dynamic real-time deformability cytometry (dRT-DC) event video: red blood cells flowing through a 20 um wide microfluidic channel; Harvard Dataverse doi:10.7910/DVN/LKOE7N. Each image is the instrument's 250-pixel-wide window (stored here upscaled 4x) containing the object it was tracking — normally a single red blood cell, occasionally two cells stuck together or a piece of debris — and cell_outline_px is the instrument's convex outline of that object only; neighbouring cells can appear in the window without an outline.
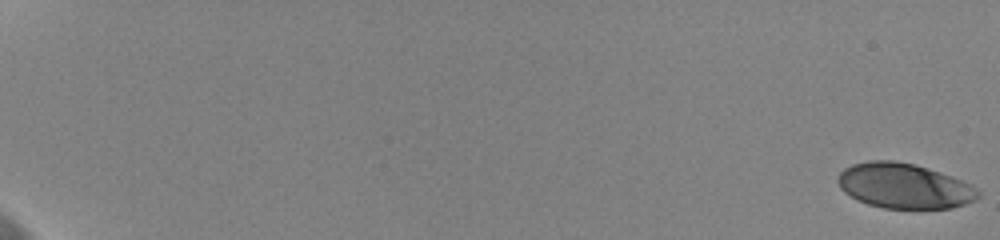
{"species": "human", "species_latin": "Homo sapiens", "temperature_condition": "cold", "stored_images_in_passage": 23, "camera_frame_rate_fps": 3000, "um_per_image_px": 0.085, "donor": {"sex": "female"}, "frame": {"image": 1, "passage_image": 1, "time_ms": 0.0, "image_size_px": [1000, 240], "cell_outline_px": [[980, 196], [976, 200], [952, 208], [884, 208], [868, 204], [844, 192], [840, 188], [836, 180], [840, 172], [844, 168], [852, 164], [868, 160], [892, 160], [916, 164], [940, 172], [972, 184], [980, 192]], "centroid_in_image_um": [76.86, 15.79], "position_along_channel_um": 8.1, "area_um2": 36.93}}
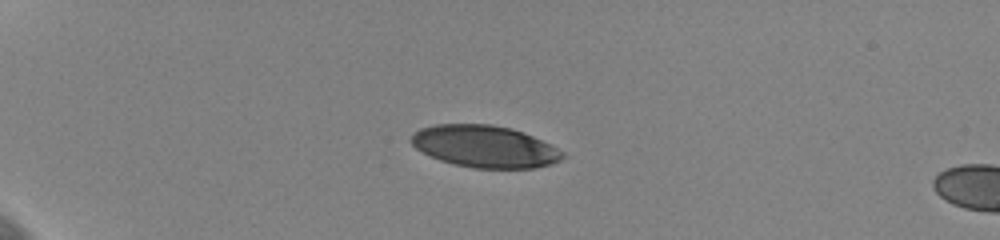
{"frame": {"image": 2, "passage_image": 18, "time_ms": 5.667, "image_size_px": [1000, 240], "cell_outline_px": [[564, 156], [560, 160], [552, 164], [532, 168], [472, 168], [440, 160], [416, 148], [408, 140], [412, 132], [420, 128], [436, 124], [492, 124], [512, 128], [524, 132], [564, 152]], "centroid_in_image_um": [41.17, 12.44], "position_along_channel_um": 43.8, "area_um2": 36.99}}